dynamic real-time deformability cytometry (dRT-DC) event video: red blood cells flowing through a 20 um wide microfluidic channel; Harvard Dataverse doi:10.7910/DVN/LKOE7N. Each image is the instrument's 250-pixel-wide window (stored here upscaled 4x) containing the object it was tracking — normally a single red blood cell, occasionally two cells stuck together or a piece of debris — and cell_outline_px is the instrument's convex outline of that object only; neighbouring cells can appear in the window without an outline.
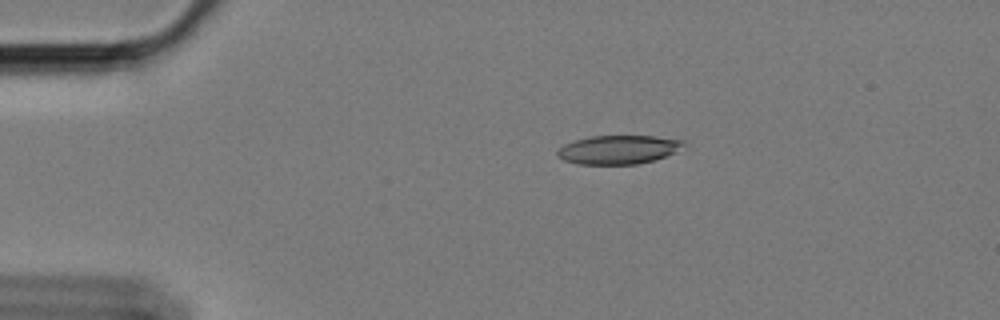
{"species": "Egyptian fruit bat (a non-hibernating species)", "species_latin": "Rousettus aegyptiacus", "temperature_condition": "cold", "stored_images_in_passage": 37, "camera_frame_rate_fps": 3000, "um_per_image_px": 0.085, "animal": {"sex": "female"}, "frame": {"image": 1, "passage_image": 12, "time_ms": 3.667, "image_size_px": [1000, 320], "cell_outline_px": [[688, 148], [656, 160], [636, 164], [580, 164], [564, 160], [556, 152], [564, 144], [576, 140], [592, 136], [656, 136], [684, 140], [688, 144]], "centroid_in_image_um": [52.7, 12.71], "position_along_channel_um": 32.3, "area_um2": 21.39}}
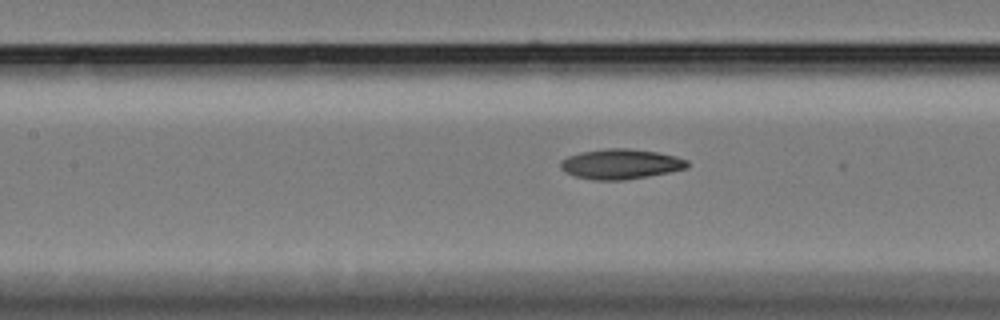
{"frame": {"image": 2, "passage_image": 27, "time_ms": 8.667, "image_size_px": [1000, 320], "cell_outline_px": [[688, 168], [668, 172], [624, 180], [596, 180], [576, 176], [564, 172], [560, 168], [560, 160], [568, 156], [580, 152], [604, 148], [628, 148], [656, 152], [676, 156], [688, 160]], "centroid_in_image_um": [52.73, 13.93], "position_along_channel_um": 154.7, "area_um2": 22.2}}
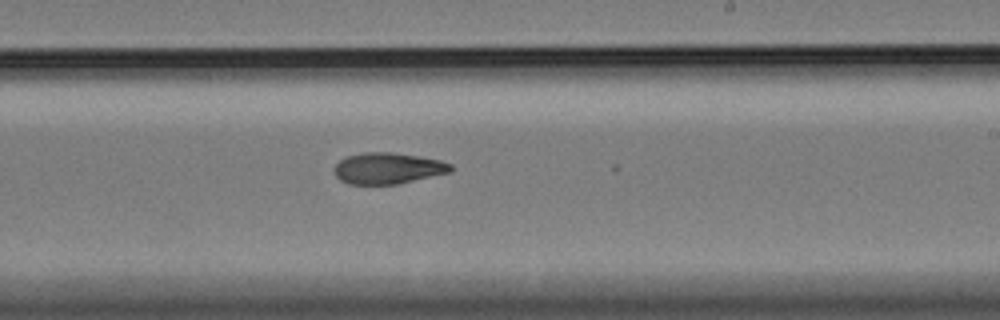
{"frame": {"image": 3, "passage_image": 36, "time_ms": 11.667, "image_size_px": [1000, 320], "cell_outline_px": [[452, 172], [396, 184], [348, 184], [340, 180], [336, 176], [332, 168], [344, 156], [364, 152], [392, 152], [420, 156], [440, 160], [452, 164]], "centroid_in_image_um": [32.95, 14.29], "position_along_channel_um": 256.1, "area_um2": 21.39}}